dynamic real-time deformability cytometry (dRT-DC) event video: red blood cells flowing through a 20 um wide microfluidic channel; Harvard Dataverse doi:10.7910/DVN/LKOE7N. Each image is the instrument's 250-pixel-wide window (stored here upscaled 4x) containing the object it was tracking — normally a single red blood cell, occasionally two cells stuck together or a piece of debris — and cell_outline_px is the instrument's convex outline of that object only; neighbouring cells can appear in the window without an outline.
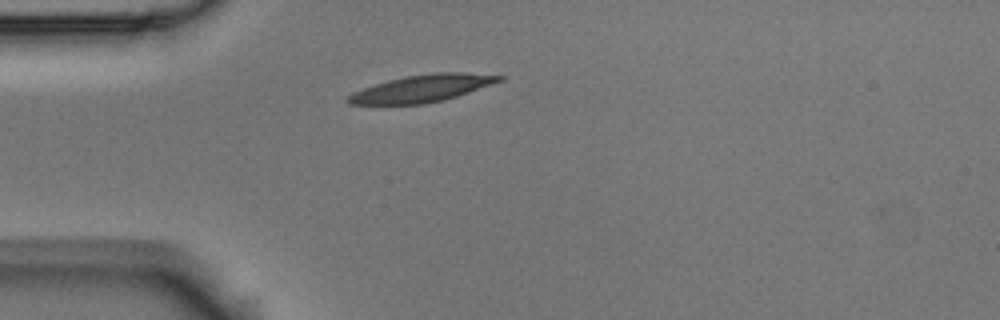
{"species": "Egyptian fruit bat (a non-hibernating species)", "species_latin": "Rousettus aegyptiacus", "temperature_condition": "room temperature", "stored_images_in_passage": 1, "camera_frame_rate_fps": 3000, "um_per_image_px": 0.085, "animal": {"sex": "male"}, "frame": {"image": 1, "passage_image": 1, "time_ms": 0.0, "image_size_px": [1000, 320], "cell_outline_px": [[504, 80], [456, 96], [424, 104], [348, 104], [344, 100], [352, 92], [388, 80], [408, 76], [436, 72], [464, 72], [504, 76]], "centroid_in_image_um": [35.86, 7.51], "position_along_channel_um": 49.1, "area_um2": 23.58}}